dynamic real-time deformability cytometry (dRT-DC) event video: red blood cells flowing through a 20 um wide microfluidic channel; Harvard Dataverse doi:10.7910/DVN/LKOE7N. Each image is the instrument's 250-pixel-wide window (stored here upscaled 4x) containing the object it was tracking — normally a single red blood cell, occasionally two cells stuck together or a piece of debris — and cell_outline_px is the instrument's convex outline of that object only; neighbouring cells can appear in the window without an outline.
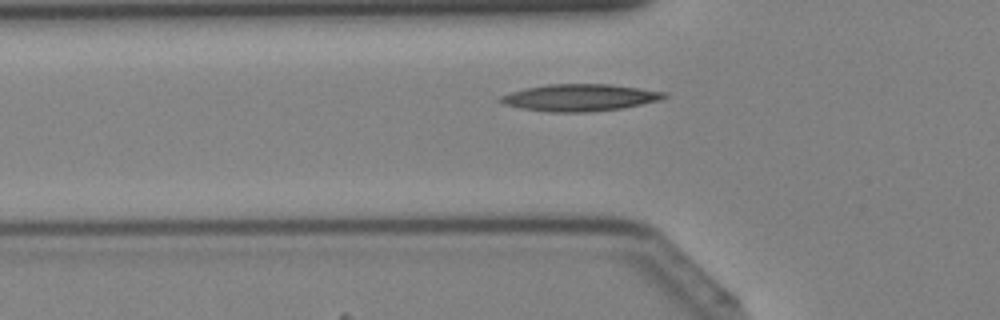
{"species": "Egyptian fruit bat (a non-hibernating species)", "species_latin": "Rousettus aegyptiacus", "temperature_condition": "cold", "stored_images_in_passage": 31, "camera_frame_rate_fps": 3000, "um_per_image_px": 0.085, "animal": {"sex": "female"}, "frame": {"image": 1, "passage_image": 8, "time_ms": 2.333, "image_size_px": [1000, 320], "cell_outline_px": [[668, 96], [660, 100], [620, 108], [584, 112], [548, 112], [520, 108], [504, 104], [496, 100], [500, 96], [508, 92], [524, 88], [548, 84], [612, 84], [668, 92]], "centroid_in_image_um": [49.24, 8.28], "position_along_channel_um": 76.6, "area_um2": 25.84}}
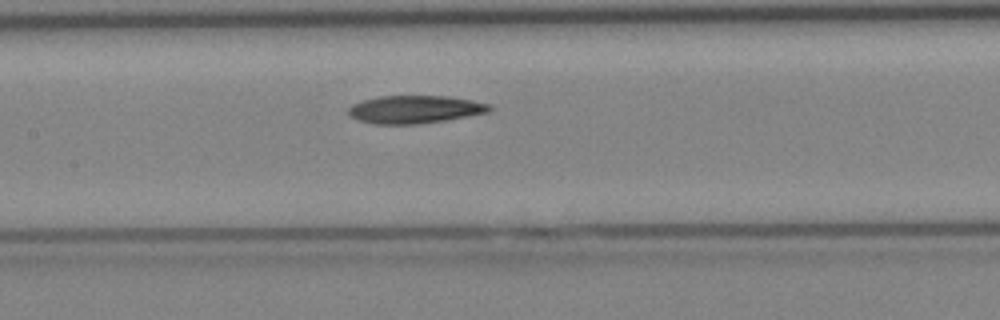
{"frame": {"image": 2, "passage_image": 14, "time_ms": 4.333, "image_size_px": [1000, 320], "cell_outline_px": [[492, 112], [444, 120], [416, 124], [372, 124], [360, 120], [352, 116], [348, 112], [348, 108], [352, 104], [364, 100], [380, 96], [448, 96], [472, 100], [488, 104], [492, 108]], "centroid_in_image_um": [35.29, 9.29], "position_along_channel_um": 172.1, "area_um2": 22.77}}
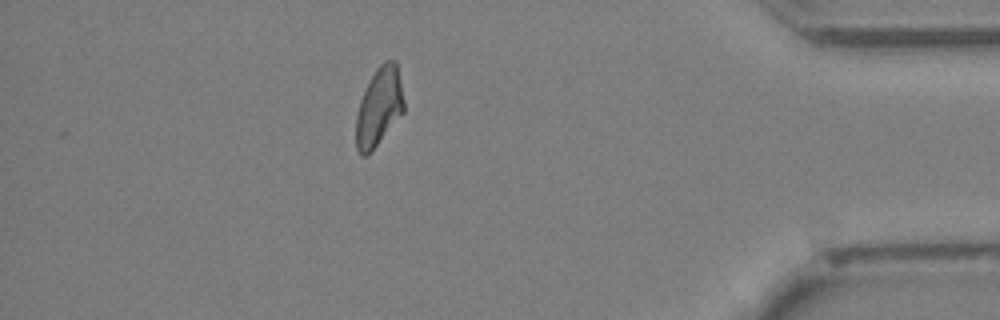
{"frame": {"image": 3, "passage_image": 31, "time_ms": 10.0, "image_size_px": [1000, 320], "cell_outline_px": [[404, 112], [368, 156], [360, 156], [356, 148], [356, 116], [360, 100], [376, 68], [384, 60], [396, 60], [404, 100]], "centroid_in_image_um": [32.22, 9.11], "position_along_channel_um": 403.0, "area_um2": 21.91}}